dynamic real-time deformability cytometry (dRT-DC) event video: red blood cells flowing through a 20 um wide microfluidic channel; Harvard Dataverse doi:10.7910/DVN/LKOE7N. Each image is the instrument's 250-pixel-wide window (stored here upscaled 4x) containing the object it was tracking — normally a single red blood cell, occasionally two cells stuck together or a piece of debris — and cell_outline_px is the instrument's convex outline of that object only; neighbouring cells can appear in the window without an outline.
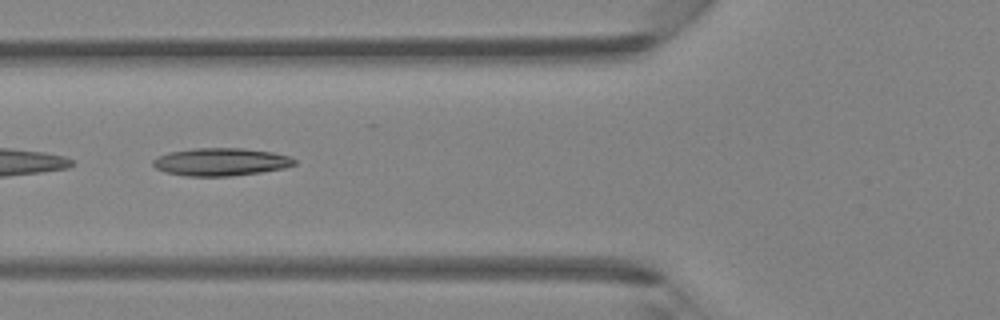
{"species": "Egyptian fruit bat (a non-hibernating species)", "species_latin": "Rousettus aegyptiacus", "temperature_condition": "room temperature", "stored_images_in_passage": 5, "camera_frame_rate_fps": 3000, "um_per_image_px": 0.085, "animal": {"sex": "female"}, "frame": {"image": 1, "passage_image": 4, "time_ms": 1.0, "image_size_px": [1000, 320], "cell_outline_px": [[296, 164], [284, 168], [260, 172], [232, 176], [184, 176], [164, 172], [156, 168], [152, 164], [152, 160], [168, 152], [192, 148], [244, 148], [272, 152], [288, 156], [296, 160]], "centroid_in_image_um": [18.75, 13.76], "position_along_channel_um": 107.1, "area_um2": 22.95}}
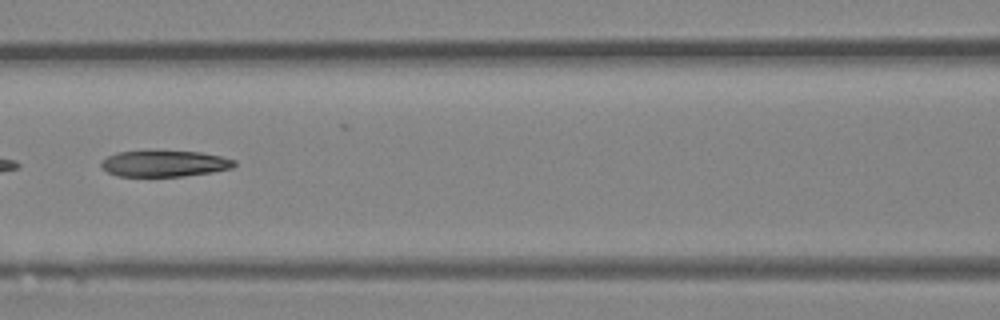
{"frame": {"image": 2, "passage_image": 5, "time_ms": 1.333, "image_size_px": [1000, 320], "cell_outline_px": [[236, 164], [232, 168], [212, 172], [184, 176], [120, 176], [108, 172], [100, 164], [108, 156], [116, 152], [200, 152], [220, 156], [236, 160]], "centroid_in_image_um": [14.02, 13.92], "position_along_channel_um": 152.6, "area_um2": 19.83}}